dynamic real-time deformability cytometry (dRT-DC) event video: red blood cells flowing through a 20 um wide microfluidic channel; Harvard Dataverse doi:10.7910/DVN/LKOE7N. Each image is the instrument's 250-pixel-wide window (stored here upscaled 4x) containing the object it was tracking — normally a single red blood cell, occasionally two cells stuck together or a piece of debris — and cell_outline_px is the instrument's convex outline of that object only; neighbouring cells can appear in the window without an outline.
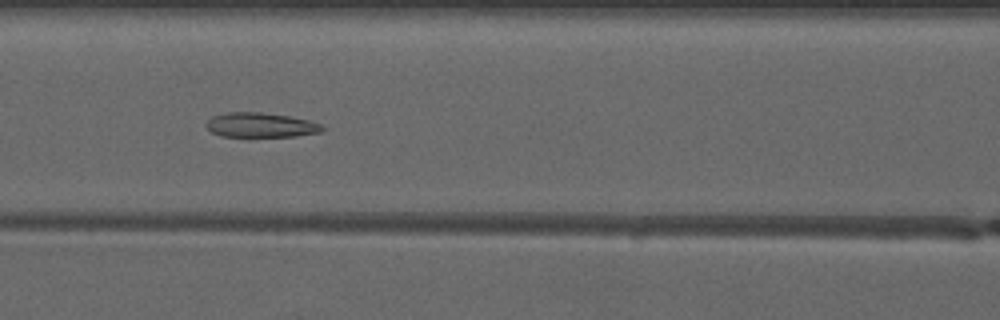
{"species": "common noctule bat (a hibernating species)", "species_latin": "Nyctalus noctula", "temperature_condition": "warm", "stored_images_in_passage": 8, "camera_frame_rate_fps": 3000, "um_per_image_px": 0.085, "animal": {"sex": "male", "forearm_length_mm": 52.5}, "frame": {"image": 1, "passage_image": 7, "time_ms": 7.667, "image_size_px": [1000, 320], "cell_outline_px": [[324, 128], [320, 132], [296, 136], [220, 136], [212, 132], [204, 124], [212, 116], [224, 112], [260, 112], [288, 116], [308, 120], [320, 124]], "centroid_in_image_um": [22.11, 10.62], "position_along_channel_um": 144.5, "area_um2": 16.53}}
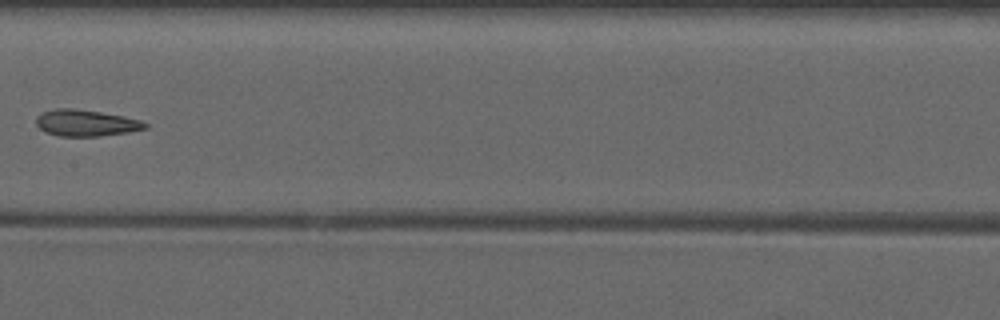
{"frame": {"image": 2, "passage_image": 8, "time_ms": 9.0, "image_size_px": [1000, 320], "cell_outline_px": [[148, 128], [128, 132], [100, 136], [60, 136], [48, 132], [40, 128], [36, 124], [36, 116], [40, 112], [56, 108], [72, 108], [100, 112], [124, 116], [140, 120], [148, 124]], "centroid_in_image_um": [7.3, 10.44], "position_along_channel_um": 200.1, "area_um2": 16.76}}